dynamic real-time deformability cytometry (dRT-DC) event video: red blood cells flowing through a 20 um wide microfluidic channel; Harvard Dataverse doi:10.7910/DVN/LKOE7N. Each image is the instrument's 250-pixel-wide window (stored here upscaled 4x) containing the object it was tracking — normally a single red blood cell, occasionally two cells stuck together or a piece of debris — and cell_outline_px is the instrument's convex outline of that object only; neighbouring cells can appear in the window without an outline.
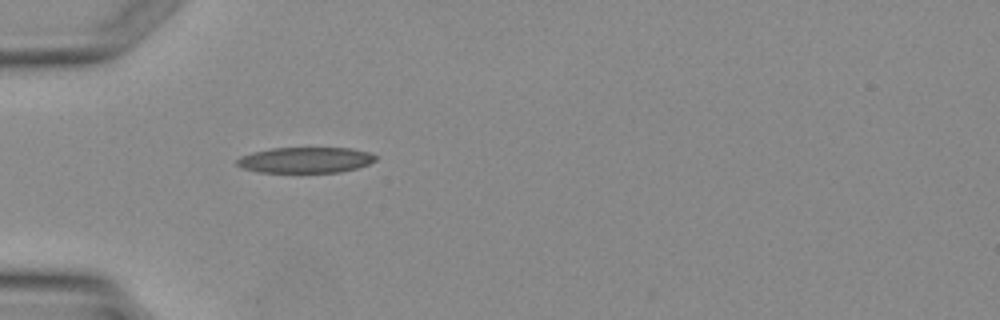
{"species": "Egyptian fruit bat (a non-hibernating species)", "species_latin": "Rousettus aegyptiacus", "temperature_condition": "warm", "stored_images_in_passage": 4, "camera_frame_rate_fps": 3000, "um_per_image_px": 0.085, "animal": {"sex": "female"}, "frame": {"image": 1, "passage_image": 4, "time_ms": 3.667, "image_size_px": [1000, 320], "cell_outline_px": [[376, 160], [368, 164], [356, 168], [340, 172], [260, 172], [244, 168], [236, 164], [236, 160], [240, 156], [252, 152], [272, 148], [348, 148], [368, 152], [376, 156]], "centroid_in_image_um": [25.94, 13.6], "position_along_channel_um": 59.1, "area_um2": 20.63}}